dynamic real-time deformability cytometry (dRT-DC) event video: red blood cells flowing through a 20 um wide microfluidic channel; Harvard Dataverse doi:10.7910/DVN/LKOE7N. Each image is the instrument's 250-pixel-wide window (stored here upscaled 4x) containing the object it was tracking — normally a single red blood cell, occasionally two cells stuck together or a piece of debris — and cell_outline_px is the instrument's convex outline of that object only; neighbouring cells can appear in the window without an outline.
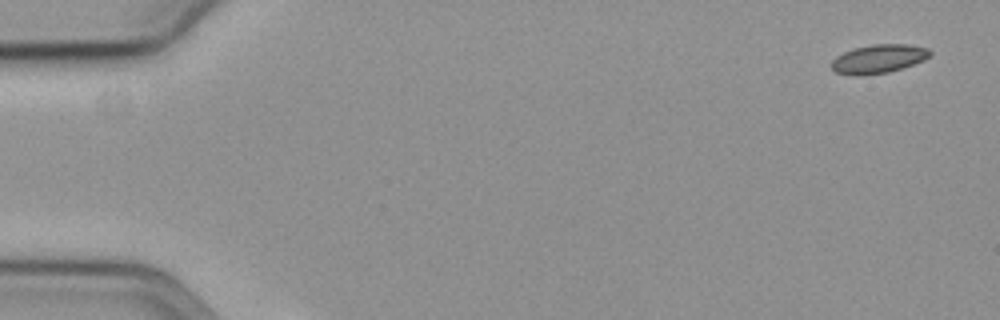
{"species": "common noctule bat (a hibernating species)", "species_latin": "Nyctalus noctula", "temperature_condition": "cold", "stored_images_in_passage": 54, "camera_frame_rate_fps": 3000, "um_per_image_px": 0.085, "animal": {"sex": "female", "body_mass_g": 19.3, "forearm_length_mm": 54.1}, "frame": {"image": 1, "passage_image": 1, "time_ms": 0.0, "image_size_px": [1000, 320], "cell_outline_px": [[932, 56], [924, 60], [904, 68], [888, 72], [860, 76], [856, 76], [836, 72], [828, 64], [836, 56], [852, 48], [872, 44], [908, 44], [928, 48], [932, 52]], "centroid_in_image_um": [74.68, 5.0], "position_along_channel_um": 10.3, "area_um2": 16.82}}
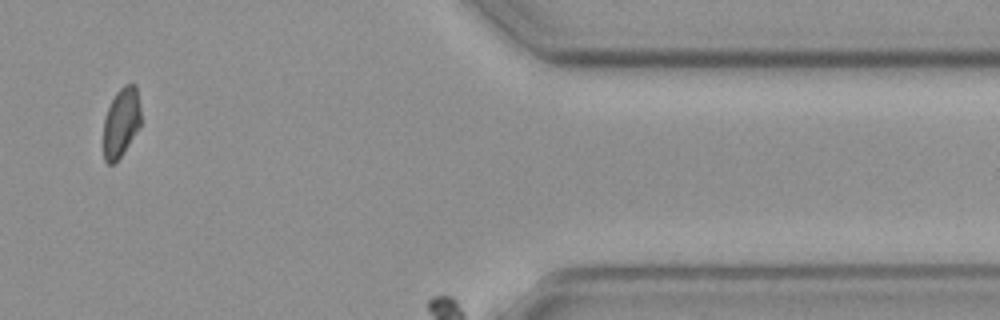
{"frame": {"image": 2, "passage_image": 49, "time_ms": 16.0, "image_size_px": [1000, 320], "cell_outline_px": [[140, 128], [120, 156], [112, 164], [108, 164], [104, 160], [104, 120], [108, 108], [116, 92], [124, 84], [136, 84], [140, 108]], "centroid_in_image_um": [10.31, 10.38], "position_along_channel_um": 401.1, "area_um2": 14.97}}